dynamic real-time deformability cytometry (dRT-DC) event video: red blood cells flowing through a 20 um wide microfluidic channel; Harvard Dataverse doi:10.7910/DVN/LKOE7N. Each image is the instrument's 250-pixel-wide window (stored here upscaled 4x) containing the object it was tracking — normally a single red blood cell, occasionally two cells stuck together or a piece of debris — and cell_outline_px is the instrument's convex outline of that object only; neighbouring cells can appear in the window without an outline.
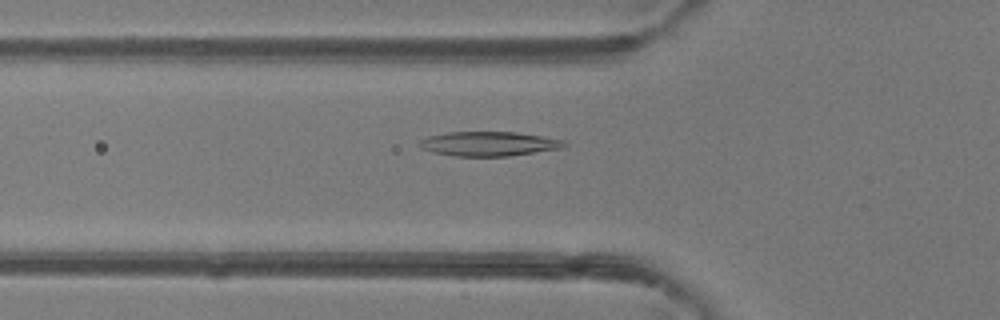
{"species": "common noctule bat (a hibernating species)", "species_latin": "Nyctalus noctula", "temperature_condition": "room temperature", "stored_images_in_passage": 49, "camera_frame_rate_fps": 3000, "um_per_image_px": 0.085, "animal": {"sex": "female"}, "frame": {"image": 1, "passage_image": 17, "time_ms": 5.333, "image_size_px": [1000, 320], "cell_outline_px": [[568, 144], [564, 148], [508, 156], [452, 156], [432, 152], [420, 148], [420, 140], [428, 136], [448, 132], [516, 132], [564, 140]], "centroid_in_image_um": [41.55, 12.22], "position_along_channel_um": 84.2, "area_um2": 20.63}}
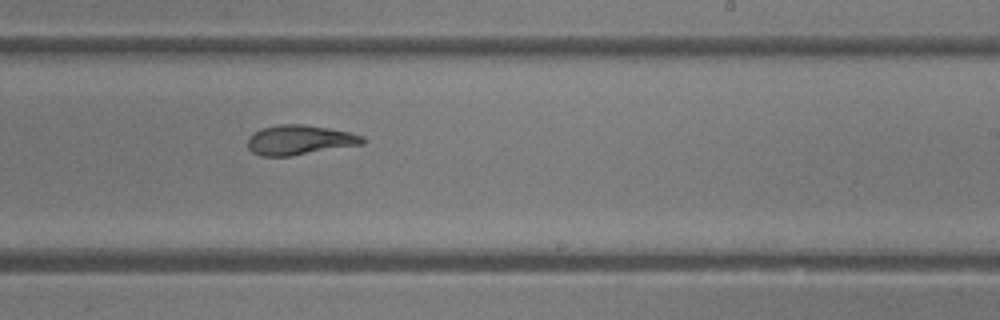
{"frame": {"image": 2, "passage_image": 30, "time_ms": 9.667, "image_size_px": [1000, 320], "cell_outline_px": [[368, 140], [364, 144], [288, 156], [260, 156], [252, 152], [248, 148], [248, 136], [260, 128], [280, 124], [304, 124], [352, 132], [364, 136]], "centroid_in_image_um": [25.49, 11.89], "position_along_channel_um": 263.5, "area_um2": 20.11}}
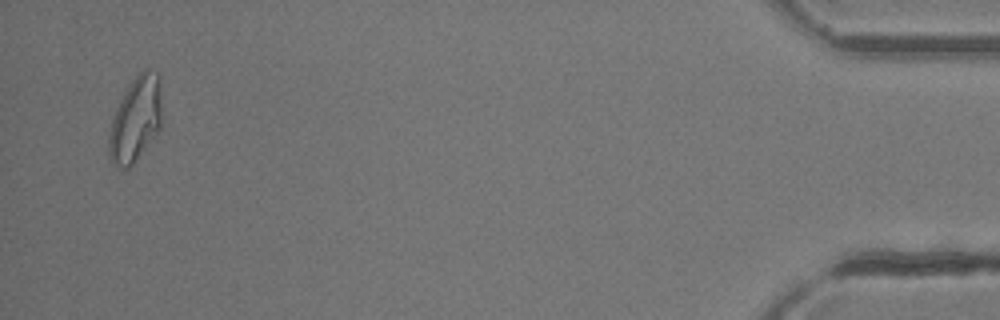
{"frame": {"image": 3, "passage_image": 48, "time_ms": 15.667, "image_size_px": [1000, 320], "cell_outline_px": [[160, 128], [132, 164], [128, 168], [120, 168], [108, 156], [108, 136], [112, 116], [124, 92], [132, 80], [144, 68], [160, 72]], "centroid_in_image_um": [11.5, 10.1], "position_along_channel_um": 423.7, "area_um2": 25.95}, "authors_computed_cell_mechanics": {"area_um2": 21.675, "velocity_mm_per_s": 4.1215, "shape_relaxation_time_tau1_ms": 5.7891, "shape_relaxation_time_tau2_ms": 1.8179, "deformation_change_tau1": 0.2037, "deformation_change_tau2": 0.0888}}